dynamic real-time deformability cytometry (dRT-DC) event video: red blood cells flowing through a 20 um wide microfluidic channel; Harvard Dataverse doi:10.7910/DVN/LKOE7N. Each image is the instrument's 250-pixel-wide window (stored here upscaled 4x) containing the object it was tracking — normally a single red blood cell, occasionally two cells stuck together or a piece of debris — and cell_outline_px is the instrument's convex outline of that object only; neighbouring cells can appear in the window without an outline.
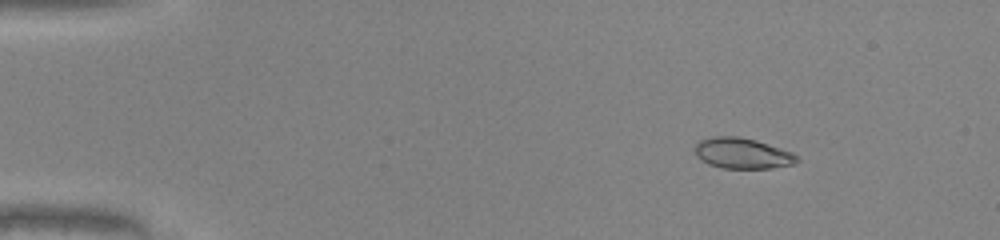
{"species": "common noctule bat (a hibernating species)", "species_latin": "Nyctalus noctula", "temperature_condition": "warm", "stored_images_in_passage": 51, "camera_frame_rate_fps": 3000, "um_per_image_px": 0.085, "animal": {"sex": "male", "body_mass_g": 20.0, "forearm_length_mm": 53.3}, "frame": {"image": 1, "passage_image": 8, "time_ms": 2.333, "image_size_px": [1000, 240], "cell_outline_px": [[800, 160], [792, 164], [772, 168], [720, 168], [708, 164], [700, 160], [696, 156], [696, 140], [712, 136], [740, 136], [756, 140], [792, 152]], "centroid_in_image_um": [63.05, 13.02], "position_along_channel_um": 21.9, "area_um2": 18.38}}
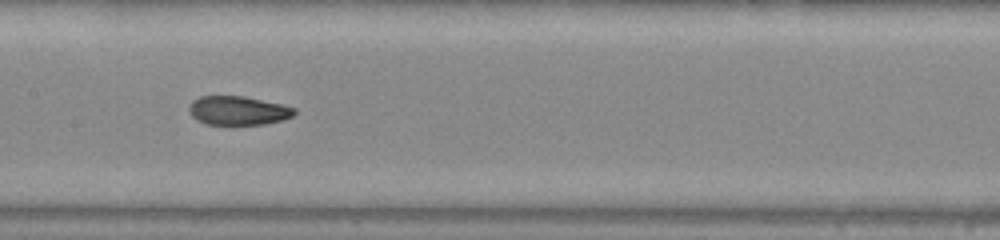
{"frame": {"image": 2, "passage_image": 27, "time_ms": 8.667, "image_size_px": [1000, 240], "cell_outline_px": [[296, 112], [292, 116], [284, 120], [264, 124], [204, 124], [196, 120], [192, 116], [188, 108], [192, 100], [200, 96], [244, 96], [280, 104], [296, 108]], "centroid_in_image_um": [20.22, 9.4], "position_along_channel_um": 187.2, "area_um2": 17.74}}
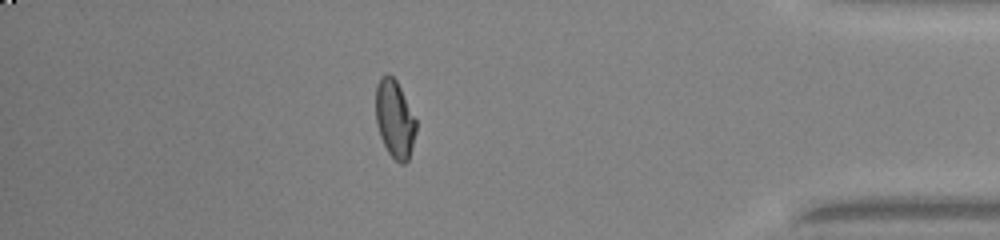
{"frame": {"image": 3, "passage_image": 45, "time_ms": 14.667, "image_size_px": [1000, 240], "cell_outline_px": [[416, 132], [412, 148], [408, 160], [404, 164], [400, 164], [388, 152], [380, 136], [376, 124], [376, 84], [380, 76], [388, 72], [396, 80], [416, 120]], "centroid_in_image_um": [33.54, 10.1], "position_along_channel_um": 401.7, "area_um2": 18.26}, "authors_computed_cell_mechanics": {"area_um2": 18.3226, "velocity_mm_per_s": 4.1688, "shape_relaxation_time_tau1_ms": null, "shape_relaxation_time_tau2_ms": 1.3422, "deformation_change_tau1": null, "deformation_change_tau2": 0.0572}}